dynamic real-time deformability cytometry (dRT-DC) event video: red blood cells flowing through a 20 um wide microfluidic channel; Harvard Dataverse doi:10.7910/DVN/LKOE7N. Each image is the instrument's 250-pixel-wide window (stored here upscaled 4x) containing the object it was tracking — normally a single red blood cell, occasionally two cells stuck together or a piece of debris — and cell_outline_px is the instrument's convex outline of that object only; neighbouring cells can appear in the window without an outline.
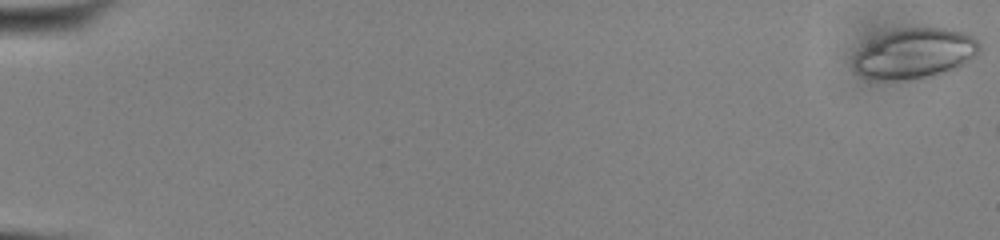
{"species": "common noctule bat (a hibernating species)", "species_latin": "Nyctalus noctula", "temperature_condition": "cold", "stored_images_in_passage": 11, "camera_frame_rate_fps": 3000, "um_per_image_px": 0.085, "animal": {"sex": "male", "body_mass_g": 13.0, "forearm_length_mm": 53.1}, "frame": {"image": 1, "passage_image": 1, "time_ms": 0.0, "image_size_px": [1000, 240], "cell_outline_px": [[980, 52], [976, 56], [964, 64], [956, 68], [944, 72], [924, 76], [868, 76], [856, 72], [852, 64], [852, 60], [868, 44], [880, 36], [888, 32], [904, 28], [944, 28], [968, 32], [980, 44]], "centroid_in_image_um": [77.89, 4.47], "position_along_channel_um": 7.1, "area_um2": 34.97}}